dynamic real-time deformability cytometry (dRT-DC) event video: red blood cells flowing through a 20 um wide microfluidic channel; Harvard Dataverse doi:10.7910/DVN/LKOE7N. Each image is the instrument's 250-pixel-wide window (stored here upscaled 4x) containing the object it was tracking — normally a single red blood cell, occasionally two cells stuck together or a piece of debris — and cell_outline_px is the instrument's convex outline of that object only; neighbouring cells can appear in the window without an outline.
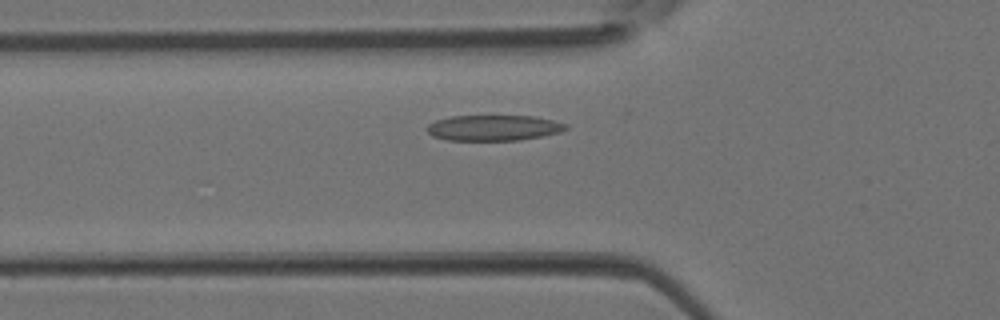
{"species": "Egyptian fruit bat (a non-hibernating species)", "species_latin": "Rousettus aegyptiacus", "temperature_condition": "room temperature", "stored_images_in_passage": 21, "camera_frame_rate_fps": 3000, "um_per_image_px": 0.085, "animal": {"sex": "female"}, "frame": {"image": 1, "passage_image": 9, "time_ms": 2.667, "image_size_px": [1000, 320], "cell_outline_px": [[568, 128], [560, 132], [520, 140], [448, 140], [432, 136], [424, 128], [428, 124], [436, 120], [452, 116], [536, 116], [568, 124]], "centroid_in_image_um": [41.94, 10.86], "position_along_channel_um": 83.9, "area_um2": 20.75}}
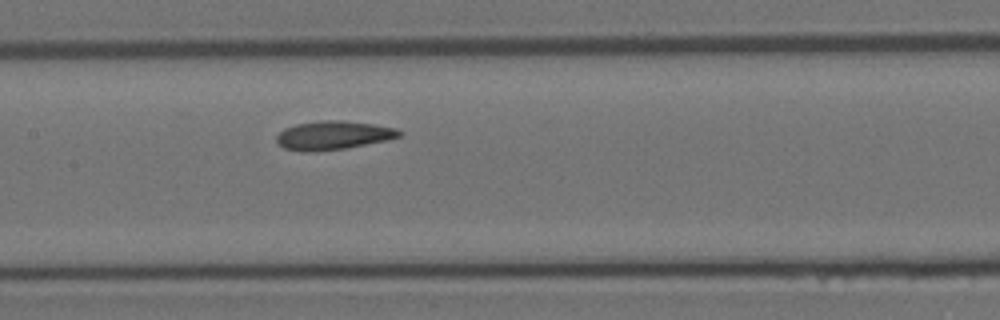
{"frame": {"image": 2, "passage_image": 15, "time_ms": 4.667, "image_size_px": [1000, 320], "cell_outline_px": [[404, 132], [400, 136], [388, 140], [344, 148], [316, 152], [300, 152], [284, 148], [276, 140], [276, 136], [284, 128], [296, 124], [324, 120], [344, 120], [372, 124], [396, 128]], "centroid_in_image_um": [28.32, 11.5], "position_along_channel_um": 179.1, "area_um2": 20.58}}
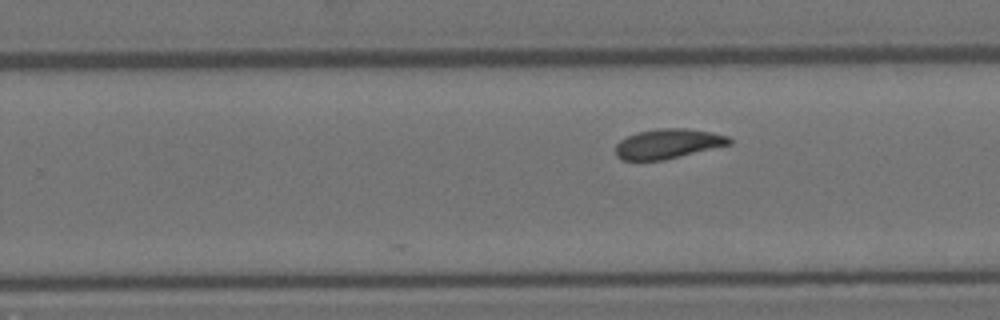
{"frame": {"image": 3, "passage_image": 21, "time_ms": 6.667, "image_size_px": [1000, 320], "cell_outline_px": [[732, 144], [664, 160], [620, 160], [616, 156], [616, 144], [620, 140], [636, 132], [656, 128], [688, 128], [712, 132], [728, 136], [732, 140]], "centroid_in_image_um": [56.78, 12.21], "position_along_channel_um": 273.0, "area_um2": 19.88}}